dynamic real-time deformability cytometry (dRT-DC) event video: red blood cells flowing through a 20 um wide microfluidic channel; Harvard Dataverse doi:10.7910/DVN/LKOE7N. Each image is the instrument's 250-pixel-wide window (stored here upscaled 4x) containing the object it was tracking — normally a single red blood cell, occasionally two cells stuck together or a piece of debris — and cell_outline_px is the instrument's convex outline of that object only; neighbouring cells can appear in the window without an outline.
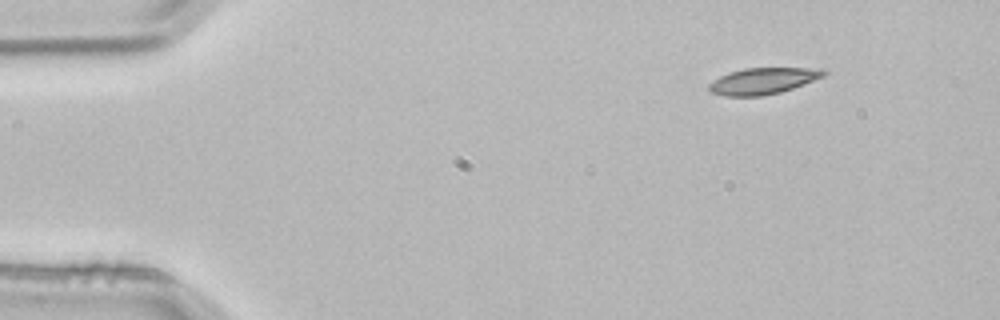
{"species": "common noctule bat (a hibernating species)", "species_latin": "Nyctalus noctula", "temperature_condition": "room temperature", "stored_images_in_passage": 48, "camera_frame_rate_fps": 3000, "um_per_image_px": 0.085, "animal": {"sex": "male", "body_mass_g": 21.5, "forearm_length_mm": 52.0}, "frame": {"image": 1, "passage_image": 1, "time_ms": 0.0, "image_size_px": [1000, 320], "cell_outline_px": [[828, 72], [824, 76], [804, 84], [780, 92], [760, 96], [724, 96], [712, 92], [708, 88], [708, 84], [720, 76], [744, 68], [824, 68]], "centroid_in_image_um": [64.88, 6.87], "position_along_channel_um": 20.1, "area_um2": 17.51}}
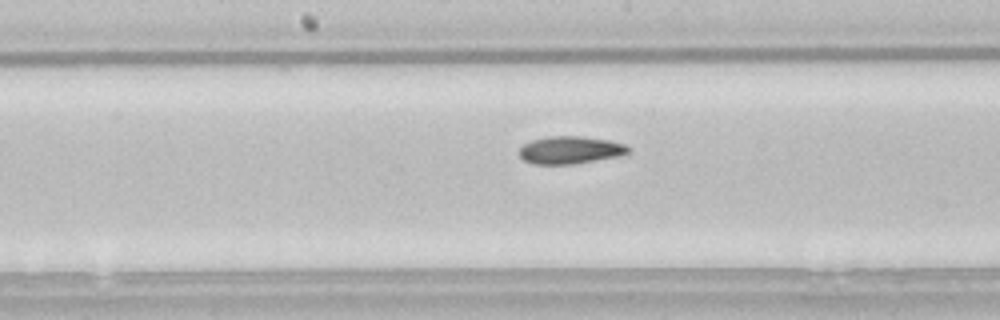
{"frame": {"image": 2, "passage_image": 22, "time_ms": 7.0, "image_size_px": [1000, 320], "cell_outline_px": [[632, 152], [620, 156], [576, 164], [532, 164], [524, 160], [520, 156], [520, 148], [524, 144], [532, 140], [548, 136], [584, 136], [608, 140], [624, 144], [632, 148]], "centroid_in_image_um": [48.52, 12.75], "position_along_channel_um": 199.7, "area_um2": 17.74}}
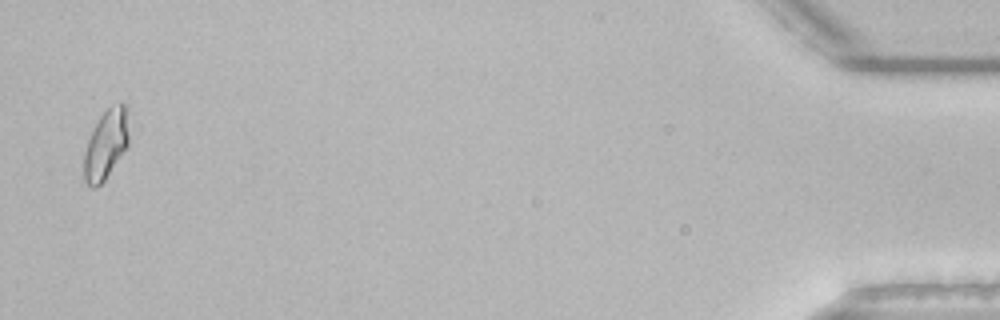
{"frame": {"image": 3, "passage_image": 47, "time_ms": 15.333, "image_size_px": [1000, 320], "cell_outline_px": [[128, 144], [104, 180], [96, 188], [88, 188], [84, 180], [84, 152], [88, 140], [100, 116], [112, 104], [120, 100], [128, 104]], "centroid_in_image_um": [9.02, 12.23], "position_along_channel_um": 426.2, "area_um2": 18.26}, "authors_computed_cell_mechanics": {"area_um2": 17.5712, "velocity_mm_per_s": 3.822, "shape_relaxation_time_tau1_ms": 6.1765, "shape_relaxation_time_tau2_ms": 3.4485, "deformation_change_tau1": 0.1457, "deformation_change_tau2": 0.0938}}